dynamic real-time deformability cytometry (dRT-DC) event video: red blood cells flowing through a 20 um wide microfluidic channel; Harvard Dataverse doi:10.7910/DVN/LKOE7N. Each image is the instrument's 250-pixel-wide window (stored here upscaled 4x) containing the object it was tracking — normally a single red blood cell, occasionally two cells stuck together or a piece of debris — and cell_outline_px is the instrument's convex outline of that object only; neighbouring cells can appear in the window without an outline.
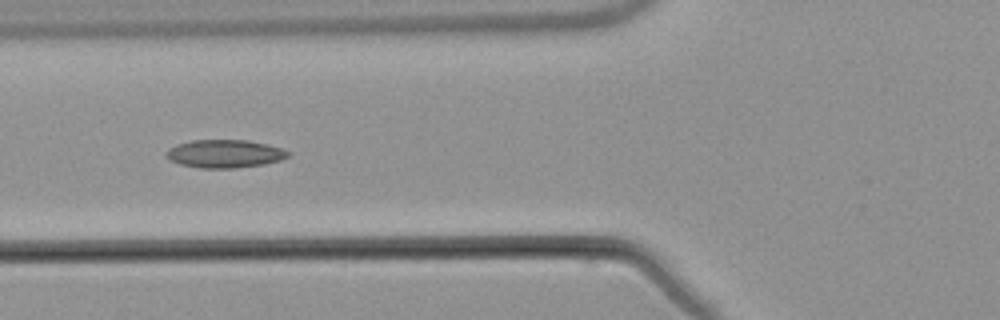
{"species": "common noctule bat (a hibernating species)", "species_latin": "Nyctalus noctula", "temperature_condition": "warm", "stored_images_in_passage": 8, "camera_frame_rate_fps": 3000, "um_per_image_px": 0.085, "animal": {"sex": "male", "body_mass_g": 21.5, "forearm_length_mm": 52.0}, "frame": {"image": 1, "passage_image": 6, "time_ms": 7.0, "image_size_px": [1000, 320], "cell_outline_px": [[292, 152], [288, 156], [280, 160], [264, 164], [236, 168], [200, 168], [180, 164], [168, 160], [168, 148], [176, 144], [192, 140], [248, 140], [268, 144]], "centroid_in_image_um": [19.11, 13.06], "position_along_channel_um": 106.7, "area_um2": 19.94}}
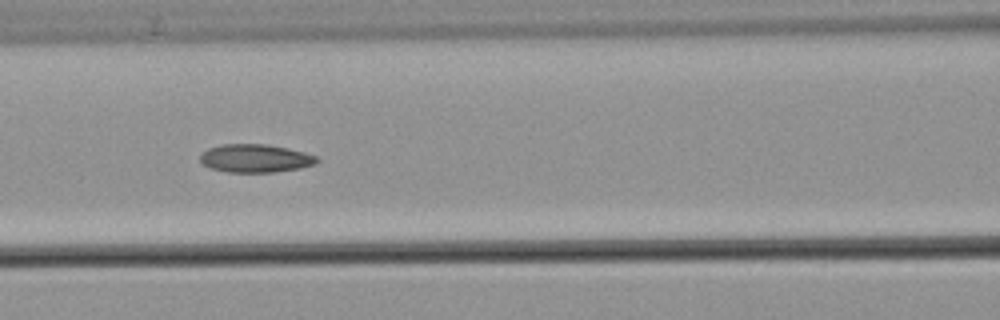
{"frame": {"image": 2, "passage_image": 7, "time_ms": 8.0, "image_size_px": [1000, 320], "cell_outline_px": [[320, 160], [316, 164], [300, 168], [272, 172], [228, 172], [212, 168], [204, 164], [200, 160], [200, 156], [208, 148], [220, 144], [268, 144], [288, 148], [304, 152], [316, 156]], "centroid_in_image_um": [21.73, 13.45], "position_along_channel_um": 144.9, "area_um2": 19.13}}
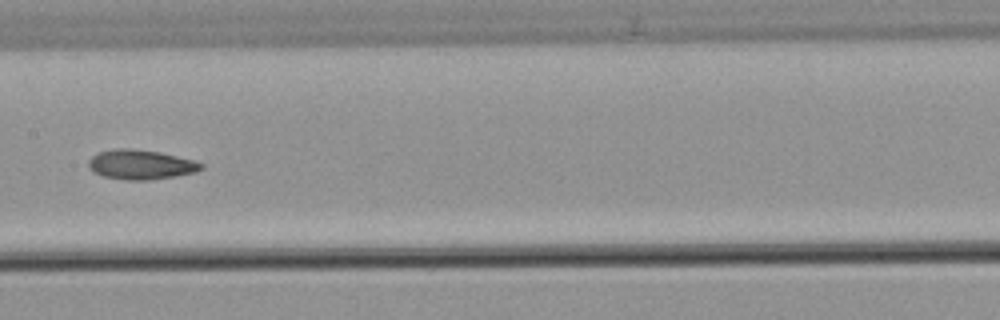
{"frame": {"image": 3, "passage_image": 8, "time_ms": 9.333, "image_size_px": [1000, 320], "cell_outline_px": [[204, 168], [196, 172], [148, 180], [124, 180], [104, 176], [92, 172], [88, 168], [88, 160], [92, 156], [100, 152], [112, 148], [132, 148], [160, 152], [192, 160], [204, 164]], "centroid_in_image_um": [11.92, 13.98], "position_along_channel_um": 195.5, "area_um2": 19.48}}